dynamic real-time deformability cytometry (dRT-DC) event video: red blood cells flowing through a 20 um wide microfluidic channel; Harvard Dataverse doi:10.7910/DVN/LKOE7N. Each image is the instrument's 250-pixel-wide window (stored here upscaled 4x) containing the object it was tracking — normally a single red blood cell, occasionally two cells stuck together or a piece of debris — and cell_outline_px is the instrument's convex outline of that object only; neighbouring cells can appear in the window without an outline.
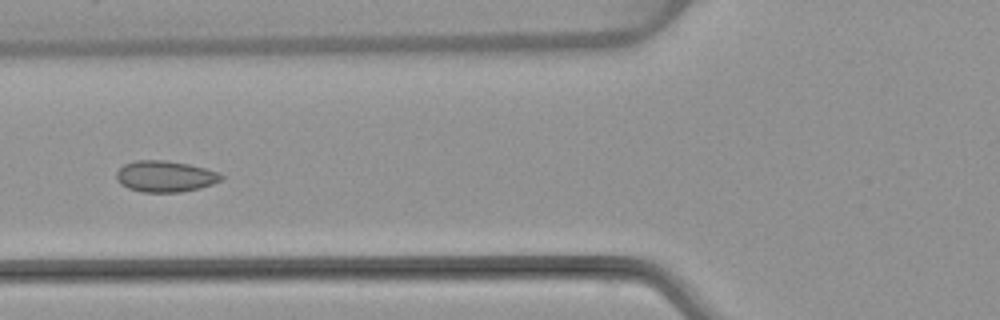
{"species": "common noctule bat (a hibernating species)", "species_latin": "Nyctalus noctula", "temperature_condition": "warm", "stored_images_in_passage": 6, "camera_frame_rate_fps": 3000, "um_per_image_px": 0.085, "animal": {"sex": "female", "body_mass_g": 22.7, "forearm_length_mm": 54.2}, "frame": {"image": 1, "passage_image": 6, "time_ms": 6.333, "image_size_px": [1000, 320], "cell_outline_px": [[224, 176], [220, 180], [212, 184], [200, 188], [180, 192], [140, 192], [128, 188], [120, 184], [116, 180], [116, 172], [124, 164], [136, 160], [164, 160], [188, 164], [204, 168], [216, 172]], "centroid_in_image_um": [13.99, 14.99], "position_along_channel_um": 111.8, "area_um2": 19.02}}